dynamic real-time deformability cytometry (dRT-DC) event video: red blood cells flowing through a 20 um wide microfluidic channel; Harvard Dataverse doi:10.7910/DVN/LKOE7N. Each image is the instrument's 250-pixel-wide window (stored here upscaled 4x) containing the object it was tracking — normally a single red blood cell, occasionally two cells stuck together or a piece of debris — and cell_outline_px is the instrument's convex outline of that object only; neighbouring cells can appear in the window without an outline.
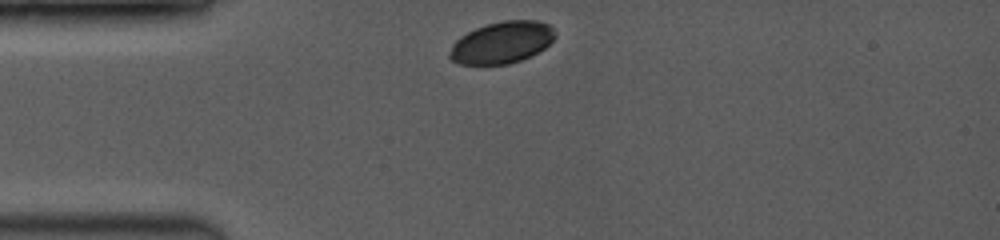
{"species": "common noctule bat (a hibernating species)", "species_latin": "Nyctalus noctula", "temperature_condition": "room temperature", "stored_images_in_passage": 22, "camera_frame_rate_fps": 3500, "um_per_image_px": 0.085, "animal": {"sex": "female", "body_mass_g": 19.0, "forearm_length_mm": 53.3}, "frame": {"image": 1, "passage_image": 1, "time_ms": 0.0, "image_size_px": [1000, 240], "cell_outline_px": [[556, 36], [544, 48], [520, 60], [508, 64], [460, 64], [452, 60], [448, 56], [452, 44], [460, 36], [476, 28], [488, 24], [504, 20], [536, 20], [548, 24], [552, 28]], "centroid_in_image_um": [42.63, 3.6], "position_along_channel_um": 42.4, "area_um2": 25.37}}
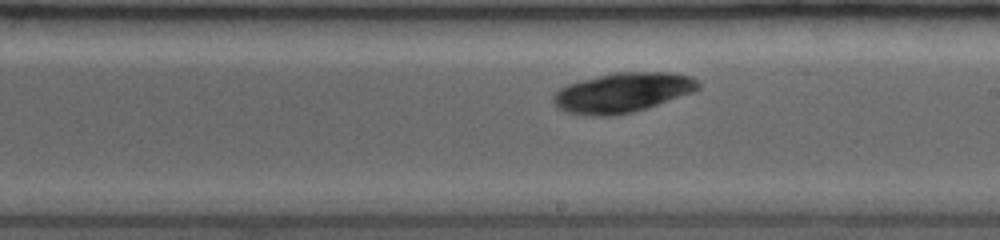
{"frame": {"image": 2, "passage_image": 13, "time_ms": 5.429, "image_size_px": [1000, 240], "cell_outline_px": [[700, 88], [692, 92], [632, 112], [612, 116], [584, 116], [564, 112], [556, 108], [552, 100], [552, 96], [560, 88], [568, 84], [580, 80], [616, 72], [668, 72], [692, 76], [700, 84]], "centroid_in_image_um": [52.85, 7.88], "position_along_channel_um": 236.2, "area_um2": 33.52}}
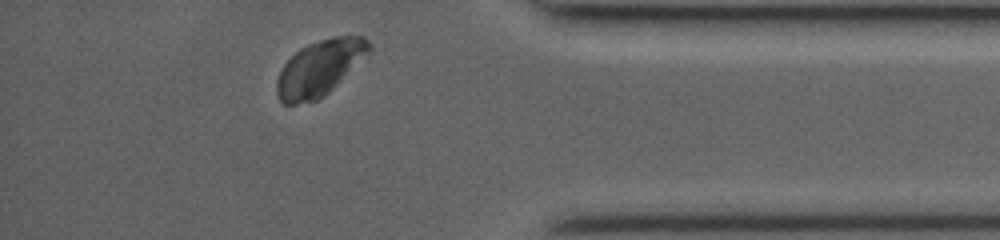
{"frame": {"image": 3, "passage_image": 22, "time_ms": 10.0, "image_size_px": [1000, 240], "cell_outline_px": [[372, 48], [324, 96], [316, 100], [296, 104], [284, 104], [280, 100], [276, 92], [276, 80], [284, 64], [300, 48], [308, 44], [320, 40], [336, 36], [364, 36], [372, 44]], "centroid_in_image_um": [27.13, 5.77], "position_along_channel_um": 408.1, "area_um2": 29.19}}